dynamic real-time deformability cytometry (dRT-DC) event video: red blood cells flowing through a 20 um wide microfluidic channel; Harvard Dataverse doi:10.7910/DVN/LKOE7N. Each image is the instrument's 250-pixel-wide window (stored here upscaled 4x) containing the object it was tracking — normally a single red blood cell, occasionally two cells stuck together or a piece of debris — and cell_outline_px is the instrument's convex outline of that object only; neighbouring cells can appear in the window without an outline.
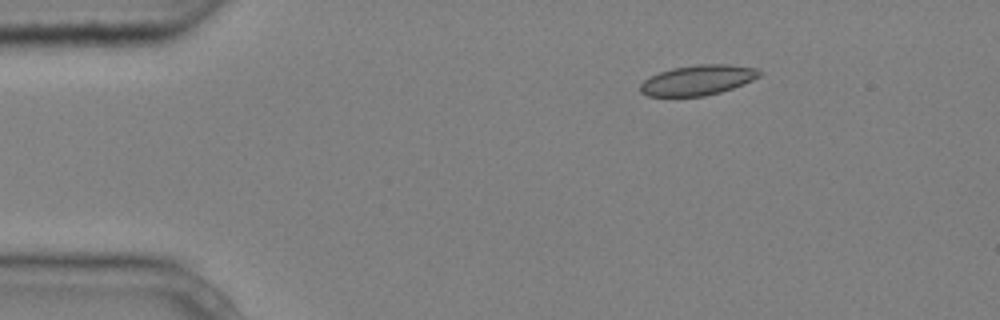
{"species": "common noctule bat (a hibernating species)", "species_latin": "Nyctalus noctula", "temperature_condition": "cold", "stored_images_in_passage": 3, "camera_frame_rate_fps": 3000, "um_per_image_px": 0.085, "animal": {"sex": "male", "body_mass_g": 20.4}, "frame": {"image": 1, "passage_image": 1, "time_ms": 0.0, "image_size_px": [1000, 320], "cell_outline_px": [[760, 76], [744, 84], [720, 92], [704, 96], [648, 96], [640, 92], [640, 84], [644, 80], [660, 72], [672, 68], [696, 64], [728, 64], [760, 68]], "centroid_in_image_um": [59.33, 6.8], "position_along_channel_um": 25.7, "area_um2": 20.92}}